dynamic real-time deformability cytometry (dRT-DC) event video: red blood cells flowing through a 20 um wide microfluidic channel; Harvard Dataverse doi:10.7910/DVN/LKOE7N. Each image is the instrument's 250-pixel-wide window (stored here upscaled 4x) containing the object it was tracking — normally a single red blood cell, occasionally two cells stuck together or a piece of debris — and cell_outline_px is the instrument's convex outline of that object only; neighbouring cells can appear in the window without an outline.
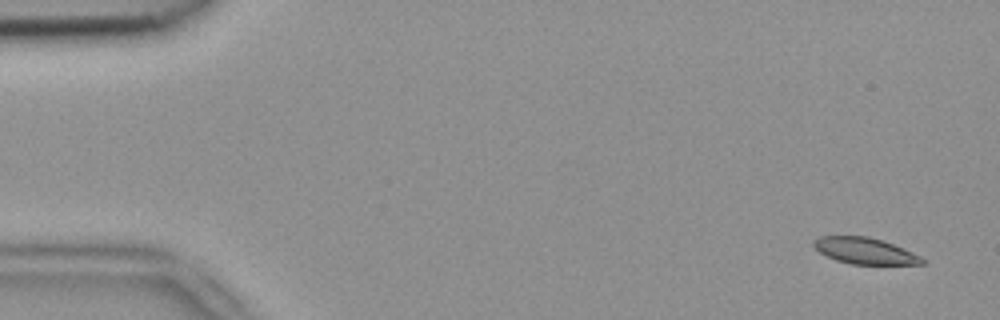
{"species": "common noctule bat (a hibernating species)", "species_latin": "Nyctalus noctula", "temperature_condition": "room temperature", "stored_images_in_passage": 4, "camera_frame_rate_fps": 3000, "um_per_image_px": 0.085, "animal": {"sex": "female", "body_mass_g": 18.4}, "frame": {"image": 1, "passage_image": 1, "time_ms": 0.0, "image_size_px": [1000, 320], "cell_outline_px": [[924, 264], [852, 264], [836, 260], [820, 252], [812, 244], [812, 240], [820, 236], [868, 236], [884, 240], [912, 252], [920, 256], [924, 260]], "centroid_in_image_um": [73.5, 21.31], "position_along_channel_um": 11.5, "area_um2": 16.53}}
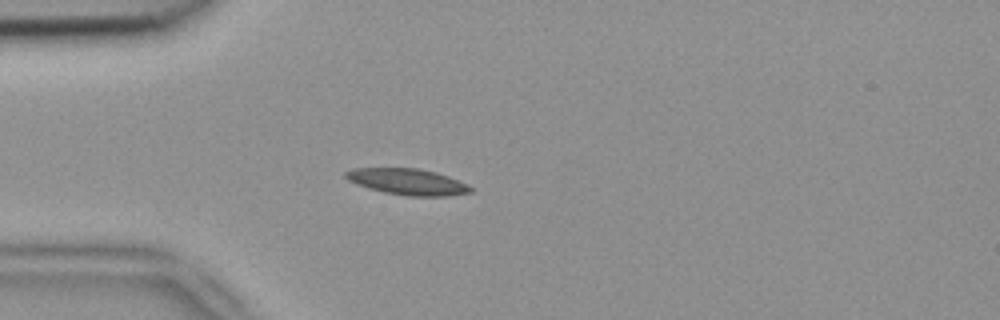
{"frame": {"image": 2, "passage_image": 4, "time_ms": 1.0, "image_size_px": [1000, 320], "cell_outline_px": [[472, 192], [448, 196], [408, 196], [384, 192], [368, 188], [356, 184], [348, 180], [344, 176], [344, 172], [352, 168], [416, 168], [436, 172], [448, 176], [468, 184], [472, 188]], "centroid_in_image_um": [34.63, 15.45], "position_along_channel_um": 50.4, "area_um2": 19.13}}